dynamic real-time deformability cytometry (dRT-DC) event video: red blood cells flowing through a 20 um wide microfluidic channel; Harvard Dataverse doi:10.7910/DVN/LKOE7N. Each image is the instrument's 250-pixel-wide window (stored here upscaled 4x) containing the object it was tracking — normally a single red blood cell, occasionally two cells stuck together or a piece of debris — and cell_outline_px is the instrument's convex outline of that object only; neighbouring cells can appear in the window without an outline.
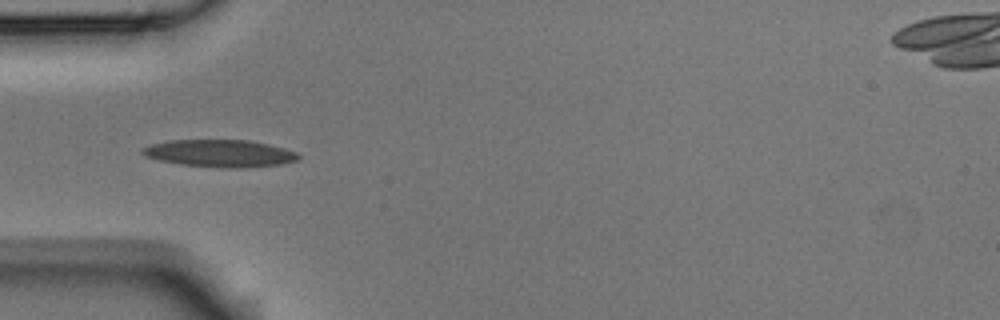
{"species": "Egyptian fruit bat (a non-hibernating species)", "species_latin": "Rousettus aegyptiacus", "temperature_condition": "room temperature", "stored_images_in_passage": 8, "camera_frame_rate_fps": 3000, "um_per_image_px": 0.085, "animal": {"sex": "male"}, "frame": {"image": 1, "passage_image": 3, "time_ms": 0.667, "image_size_px": [1000, 320], "cell_outline_px": [[300, 156], [296, 160], [280, 164], [244, 168], [228, 168], [180, 164], [160, 160], [144, 156], [140, 152], [140, 148], [152, 144], [168, 140], [248, 140], [268, 144], [284, 148], [296, 152]], "centroid_in_image_um": [18.65, 13.03], "position_along_channel_um": 66.3, "area_um2": 24.74}}
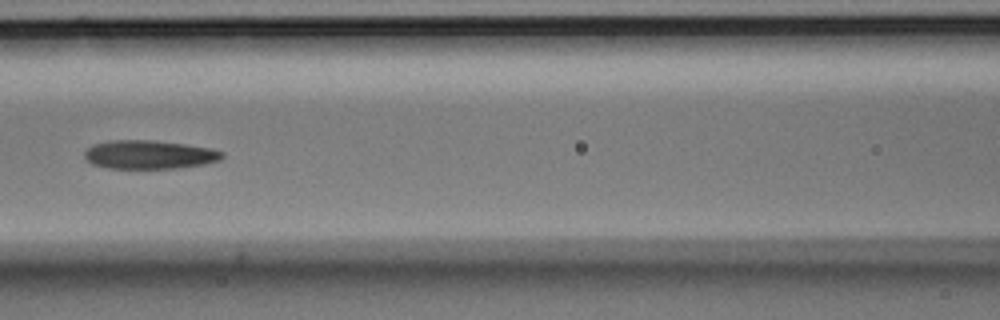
{"frame": {"image": 2, "passage_image": 5, "time_ms": 1.333, "image_size_px": [1000, 320], "cell_outline_px": [[224, 156], [220, 160], [204, 164], [176, 168], [108, 168], [92, 164], [84, 156], [84, 152], [92, 144], [108, 140], [152, 140], [184, 144], [212, 148], [224, 152]], "centroid_in_image_um": [12.69, 13.13], "position_along_channel_um": 153.9, "area_um2": 23.0}}
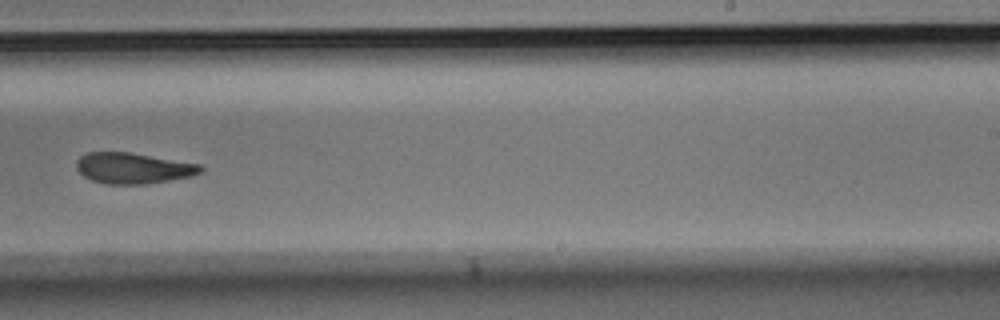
{"frame": {"image": 3, "passage_image": 8, "time_ms": 2.333, "image_size_px": [1000, 320], "cell_outline_px": [[204, 172], [192, 176], [148, 184], [108, 184], [92, 180], [84, 176], [76, 168], [76, 160], [80, 156], [88, 152], [128, 152], [200, 164], [204, 168]], "centroid_in_image_um": [11.34, 14.29], "position_along_channel_um": 277.7, "area_um2": 22.37}}